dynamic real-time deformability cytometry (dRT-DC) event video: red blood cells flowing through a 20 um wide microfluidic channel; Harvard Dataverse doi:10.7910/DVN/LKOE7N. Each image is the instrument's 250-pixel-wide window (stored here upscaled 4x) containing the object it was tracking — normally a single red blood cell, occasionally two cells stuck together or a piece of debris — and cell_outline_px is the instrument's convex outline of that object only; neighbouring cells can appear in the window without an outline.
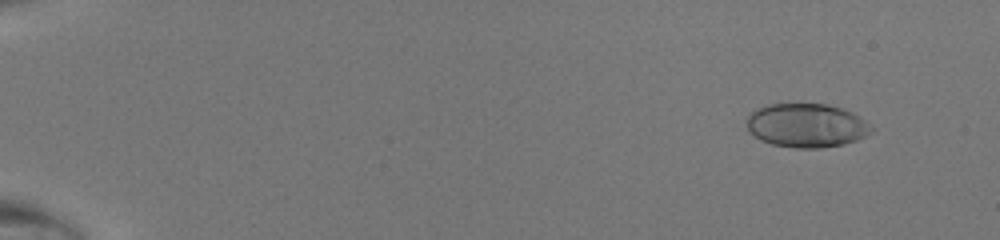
{"species": "human", "species_latin": "Homo sapiens", "temperature_condition": "room temperature", "stored_images_in_passage": 49, "camera_frame_rate_fps": 3000, "um_per_image_px": 0.085, "donor": {"sex": "male"}, "frame": {"image": 1, "passage_image": 5, "time_ms": 1.333, "image_size_px": [1000, 240], "cell_outline_px": [[876, 128], [872, 132], [856, 140], [844, 144], [820, 148], [796, 148], [772, 144], [760, 140], [748, 132], [748, 116], [756, 108], [768, 104], [824, 104], [840, 108], [852, 112]], "centroid_in_image_um": [68.56, 10.67], "position_along_channel_um": 16.4, "area_um2": 31.85}}
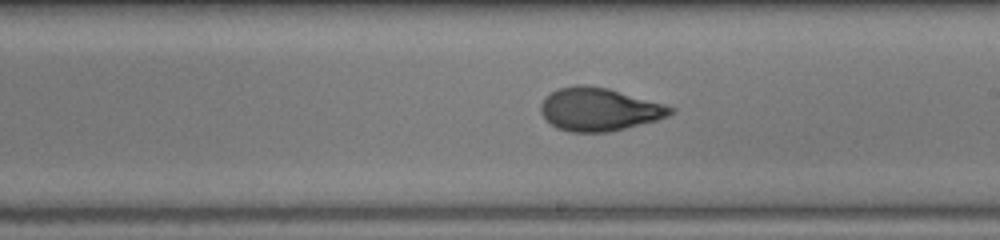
{"frame": {"image": 2, "passage_image": 31, "time_ms": 10.0, "image_size_px": [1000, 240], "cell_outline_px": [[676, 112], [668, 116], [656, 120], [608, 132], [572, 132], [556, 128], [540, 112], [540, 104], [544, 96], [560, 88], [576, 84], [584, 84], [608, 88], [664, 104], [676, 108]], "centroid_in_image_um": [50.92, 9.28], "position_along_channel_um": 238.1, "area_um2": 32.48}}
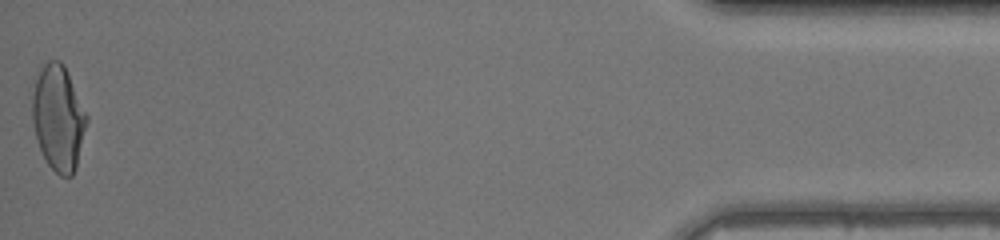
{"frame": {"image": 3, "passage_image": 49, "time_ms": 16.0, "image_size_px": [1000, 240], "cell_outline_px": [[88, 120], [76, 168], [72, 176], [60, 176], [48, 164], [40, 148], [36, 136], [32, 120], [32, 96], [36, 80], [40, 68], [48, 60], [60, 60], [64, 64], [68, 72], [88, 116]], "centroid_in_image_um": [4.97, 10.0], "position_along_channel_um": 430.2, "area_um2": 33.35}}